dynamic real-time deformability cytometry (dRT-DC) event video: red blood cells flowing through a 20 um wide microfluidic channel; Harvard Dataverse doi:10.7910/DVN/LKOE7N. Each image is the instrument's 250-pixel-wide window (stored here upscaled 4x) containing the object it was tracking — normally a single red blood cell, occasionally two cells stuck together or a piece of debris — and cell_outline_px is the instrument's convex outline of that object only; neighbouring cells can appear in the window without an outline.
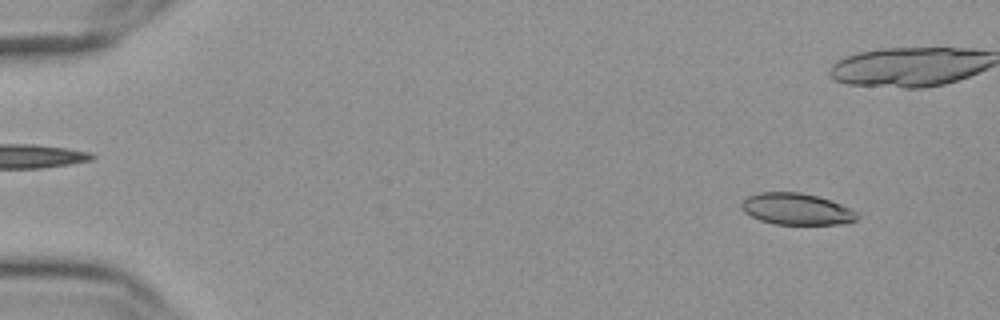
{"species": "Egyptian fruit bat (a non-hibernating species)", "species_latin": "Rousettus aegyptiacus", "temperature_condition": "cold", "stored_images_in_passage": 57, "camera_frame_rate_fps": 3000, "um_per_image_px": 0.085, "frame": {"image": 1, "passage_image": 5, "time_ms": 1.333, "image_size_px": [1000, 320], "cell_outline_px": [[860, 216], [856, 220], [840, 224], [776, 224], [760, 220], [744, 212], [740, 208], [740, 204], [748, 196], [760, 192], [800, 192], [816, 196], [852, 208]], "centroid_in_image_um": [67.7, 17.77], "position_along_channel_um": 17.3, "area_um2": 21.15}}
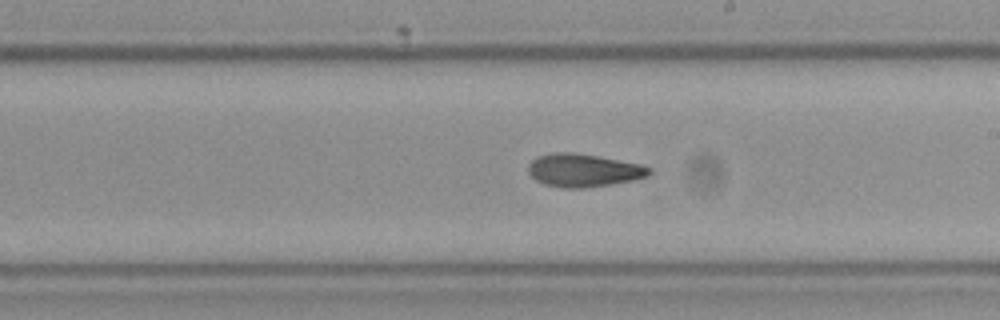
{"frame": {"image": 2, "passage_image": 33, "time_ms": 10.667, "image_size_px": [1000, 320], "cell_outline_px": [[652, 172], [648, 176], [632, 180], [612, 184], [584, 188], [560, 188], [544, 184], [536, 180], [528, 172], [528, 164], [536, 156], [552, 152], [572, 152], [596, 156], [640, 164], [652, 168]], "centroid_in_image_um": [49.57, 14.48], "position_along_channel_um": 239.4, "area_um2": 23.35}}
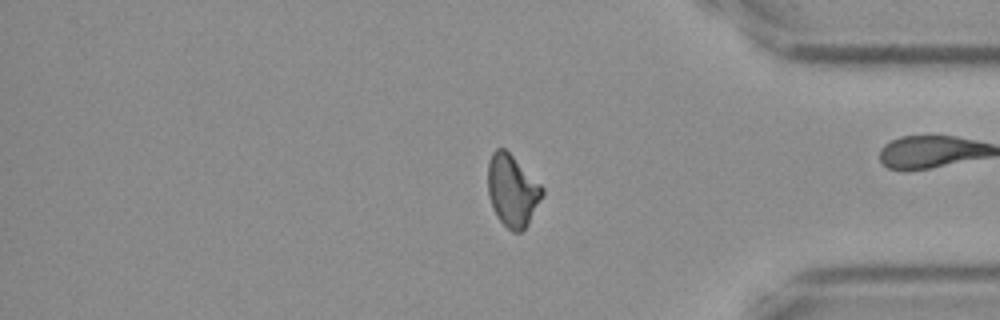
{"frame": {"image": 3, "passage_image": 47, "time_ms": 15.333, "image_size_px": [1000, 320], "cell_outline_px": [[544, 192], [528, 224], [520, 232], [512, 232], [496, 216], [492, 208], [488, 196], [488, 160], [492, 152], [496, 148], [504, 148], [544, 188]], "centroid_in_image_um": [43.52, 16.2], "position_along_channel_um": 391.7, "area_um2": 22.54}, "authors_computed_cell_mechanics": {"area_um2": 22.7732, "velocity_mm_per_s": 3.6293, "shape_relaxation_time_tau1_ms": 10.9376, "shape_relaxation_time_tau2_ms": 3.3819, "deformation_change_tau1": 0.2096, "deformation_change_tau2": 0.1024}}